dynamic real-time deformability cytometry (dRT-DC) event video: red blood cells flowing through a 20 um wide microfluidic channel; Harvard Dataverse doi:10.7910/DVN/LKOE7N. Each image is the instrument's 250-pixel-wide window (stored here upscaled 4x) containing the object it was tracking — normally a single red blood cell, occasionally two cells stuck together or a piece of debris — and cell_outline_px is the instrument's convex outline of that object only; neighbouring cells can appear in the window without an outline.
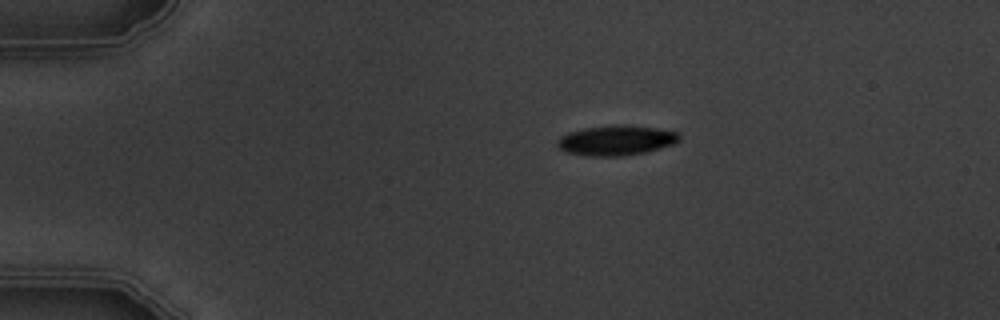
{"species": "common noctule bat (a hibernating species)", "species_latin": "Nyctalus noctula", "temperature_condition": "warm", "stored_images_in_passage": 5, "camera_frame_rate_fps": 3000, "um_per_image_px": 0.085, "animal": {"sex": "male", "body_mass_g": 19.5, "forearm_length_mm": 54.6}, "frame": {"image": 1, "passage_image": 1, "time_ms": 0.0, "image_size_px": [1000, 320], "cell_outline_px": [[680, 140], [672, 144], [644, 152], [620, 156], [588, 156], [568, 152], [560, 148], [556, 144], [556, 140], [560, 136], [568, 132], [584, 128], [656, 128], [680, 132]], "centroid_in_image_um": [52.34, 11.98], "position_along_channel_um": 32.7, "area_um2": 20.17}}
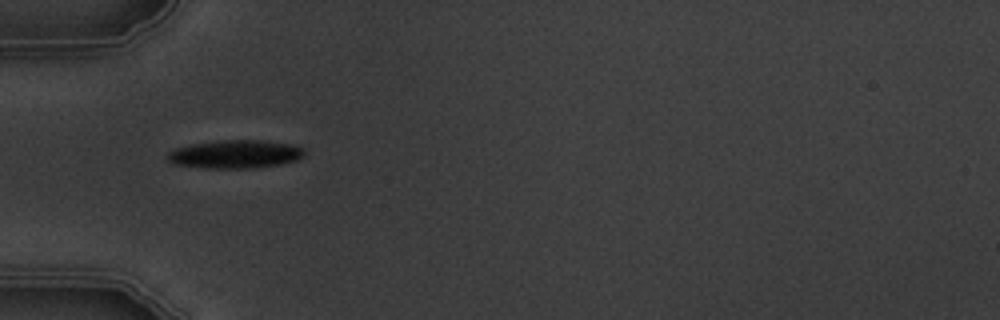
{"frame": {"image": 2, "passage_image": 3, "time_ms": 2.333, "image_size_px": [1000, 320], "cell_outline_px": [[304, 156], [296, 160], [280, 164], [256, 168], [208, 168], [172, 164], [164, 156], [168, 152], [176, 148], [192, 144], [220, 140], [260, 140], [292, 144], [304, 148]], "centroid_in_image_um": [19.98, 13.11], "position_along_channel_um": 65.0, "area_um2": 22.66}}
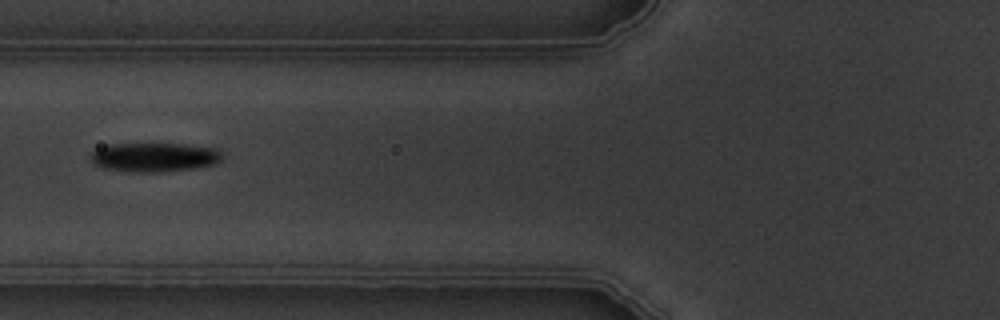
{"frame": {"image": 3, "passage_image": 4, "time_ms": 3.667, "image_size_px": [1000, 320], "cell_outline_px": [[220, 160], [216, 164], [192, 168], [156, 172], [128, 172], [104, 168], [92, 164], [92, 152], [108, 144], [188, 144], [216, 148], [220, 152]], "centroid_in_image_um": [13.11, 13.36], "position_along_channel_um": 112.7, "area_um2": 22.14}}